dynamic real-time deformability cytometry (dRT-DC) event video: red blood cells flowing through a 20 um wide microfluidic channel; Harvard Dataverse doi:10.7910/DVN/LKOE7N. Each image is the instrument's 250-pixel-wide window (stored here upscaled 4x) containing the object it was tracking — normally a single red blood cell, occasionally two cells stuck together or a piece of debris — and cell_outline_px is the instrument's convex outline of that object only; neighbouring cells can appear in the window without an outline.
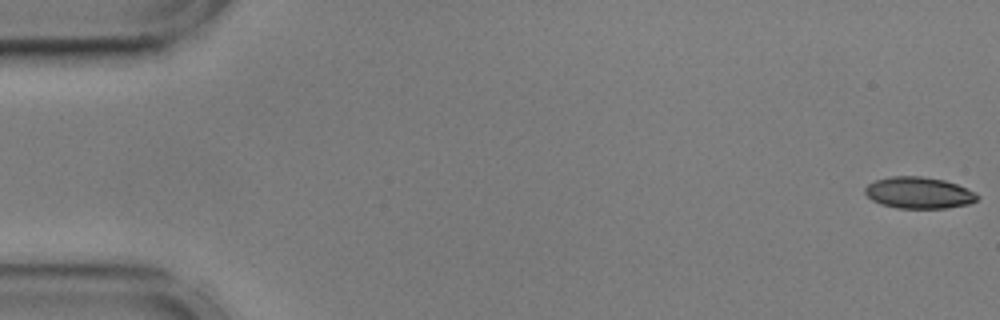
{"species": "common noctule bat (a hibernating species)", "species_latin": "Nyctalus noctula", "temperature_condition": "cold", "stored_images_in_passage": 56, "camera_frame_rate_fps": 3000, "um_per_image_px": 0.085, "animal": {"sex": "male", "body_mass_g": 17.9, "forearm_length_mm": 54.2}, "frame": {"image": 1, "passage_image": 1, "time_ms": 0.0, "image_size_px": [1000, 320], "cell_outline_px": [[980, 196], [976, 200], [968, 204], [948, 208], [896, 208], [880, 204], [872, 200], [864, 192], [864, 188], [868, 184], [876, 180], [892, 176], [920, 176], [944, 180], [956, 184], [976, 192]], "centroid_in_image_um": [78.09, 16.39], "position_along_channel_um": 6.9, "area_um2": 20.63}}
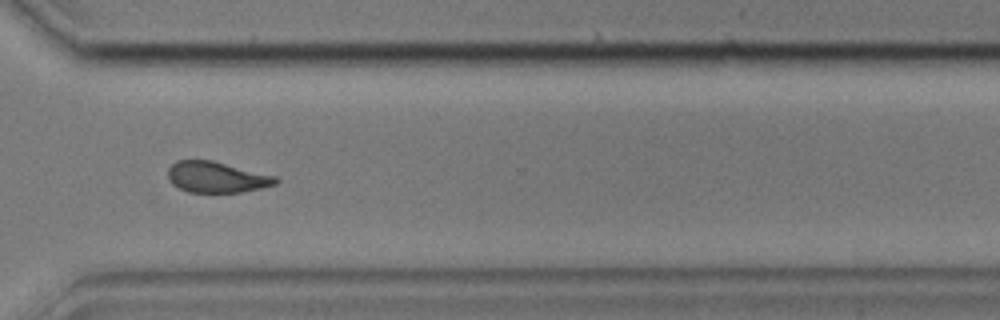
{"frame": {"image": 2, "passage_image": 41, "time_ms": 13.333, "image_size_px": [1000, 320], "cell_outline_px": [[280, 180], [276, 184], [260, 188], [240, 192], [188, 192], [172, 184], [168, 180], [168, 168], [176, 160], [212, 160], [276, 176]], "centroid_in_image_um": [18.4, 15.05], "position_along_channel_um": 352.2, "area_um2": 19.42}}
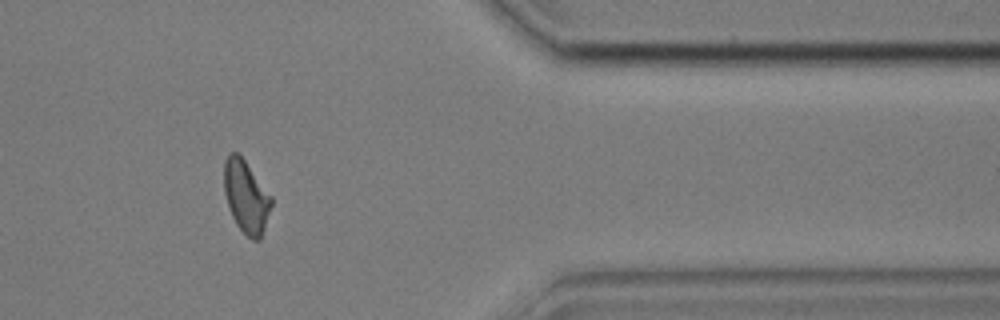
{"frame": {"image": 3, "passage_image": 46, "time_ms": 15.0, "image_size_px": [1000, 320], "cell_outline_px": [[272, 204], [260, 240], [252, 240], [236, 224], [232, 216], [224, 192], [224, 160], [228, 152], [236, 152], [244, 160], [272, 196]], "centroid_in_image_um": [20.91, 16.7], "position_along_channel_um": 390.5, "area_um2": 19.77}, "authors_computed_cell_mechanics": {"area_um2": 20.2878, "velocity_mm_per_s": 3.5789, "shape_relaxation_time_tau1_ms": 4.6465, "shape_relaxation_time_tau2_ms": 2.7316, "deformation_change_tau1": 0.1143, "deformation_change_tau2": 0.0823}}